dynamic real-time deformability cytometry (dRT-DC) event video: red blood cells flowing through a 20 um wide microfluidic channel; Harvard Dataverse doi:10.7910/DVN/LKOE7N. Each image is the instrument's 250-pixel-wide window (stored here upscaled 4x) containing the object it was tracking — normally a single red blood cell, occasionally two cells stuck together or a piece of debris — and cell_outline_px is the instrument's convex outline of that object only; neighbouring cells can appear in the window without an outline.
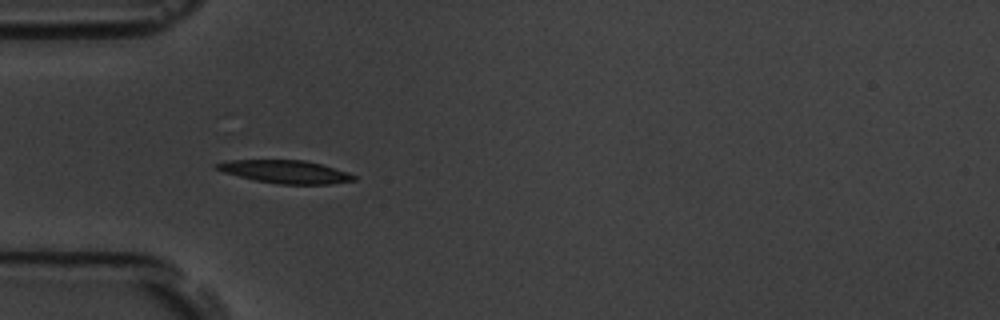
{"species": "common noctule bat (a hibernating species)", "species_latin": "Nyctalus noctula", "temperature_condition": "room temperature", "stored_images_in_passage": 7, "camera_frame_rate_fps": 3000, "um_per_image_px": 0.085, "animal": {"sex": "male", "body_mass_g": 19.5, "forearm_length_mm": 54.6}, "frame": {"image": 1, "passage_image": 5, "time_ms": 4.667, "image_size_px": [1000, 320], "cell_outline_px": [[356, 180], [328, 184], [280, 184], [256, 180], [224, 172], [212, 168], [216, 164], [228, 160], [304, 160], [320, 164], [348, 172], [356, 176]], "centroid_in_image_um": [24.26, 14.59], "position_along_channel_um": 60.7, "area_um2": 18.15}}
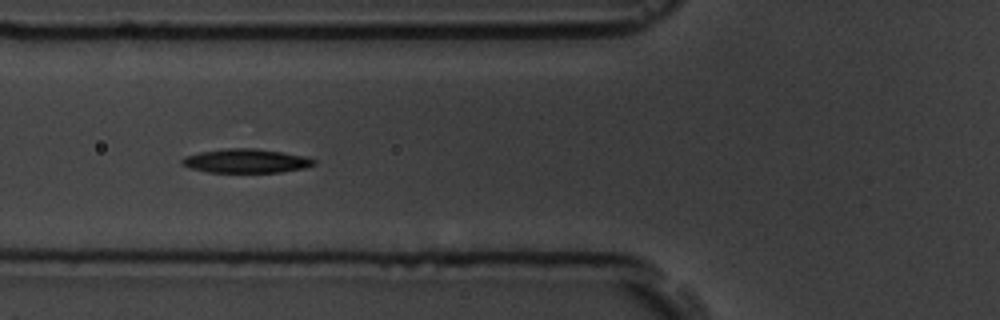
{"frame": {"image": 2, "passage_image": 6, "time_ms": 6.0, "image_size_px": [1000, 320], "cell_outline_px": [[316, 164], [304, 168], [280, 172], [208, 172], [192, 168], [180, 164], [180, 160], [184, 156], [200, 152], [228, 148], [256, 148], [308, 156], [316, 160]], "centroid_in_image_um": [20.93, 13.67], "position_along_channel_um": 104.9, "area_um2": 18.5}}
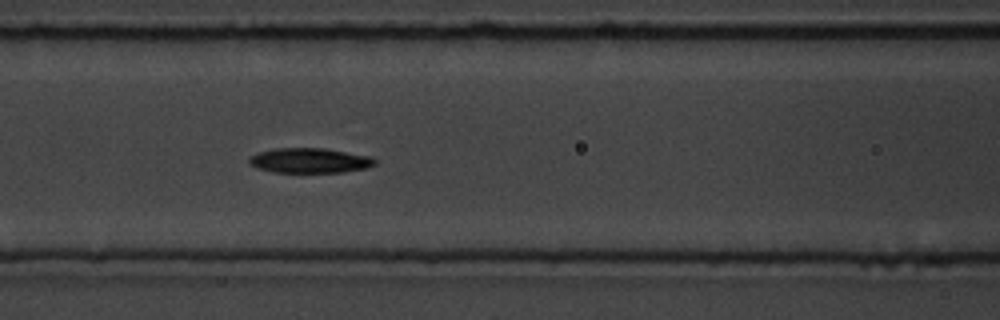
{"frame": {"image": 3, "passage_image": 7, "time_ms": 7.0, "image_size_px": [1000, 320], "cell_outline_px": [[376, 164], [368, 168], [340, 172], [272, 172], [256, 168], [248, 164], [248, 160], [252, 156], [260, 152], [276, 148], [324, 148], [368, 156], [376, 160]], "centroid_in_image_um": [26.3, 13.65], "position_along_channel_um": 140.3, "area_um2": 18.15}}